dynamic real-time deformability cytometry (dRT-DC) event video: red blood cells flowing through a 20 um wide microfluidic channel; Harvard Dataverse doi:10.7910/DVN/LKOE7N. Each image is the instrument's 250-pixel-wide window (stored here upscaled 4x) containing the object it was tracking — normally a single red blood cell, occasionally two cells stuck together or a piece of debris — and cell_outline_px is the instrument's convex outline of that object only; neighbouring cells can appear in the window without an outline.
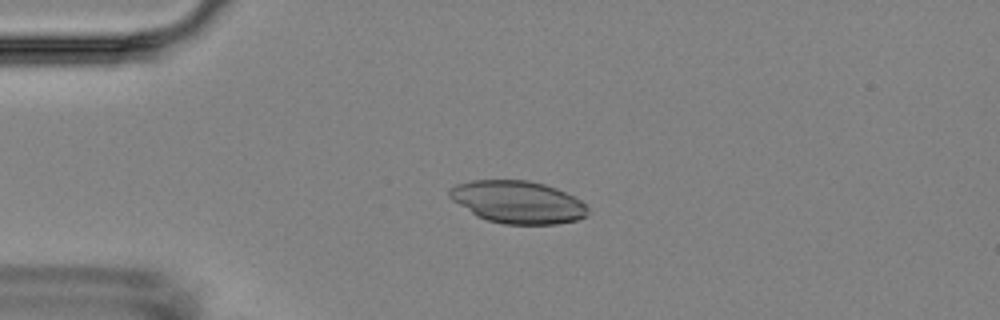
{"species": "Egyptian fruit bat (a non-hibernating species)", "species_latin": "Rousettus aegyptiacus", "temperature_condition": "room temperature", "stored_images_in_passage": 5, "camera_frame_rate_fps": 3000, "um_per_image_px": 0.085, "animal": {"sex": "female"}, "frame": {"image": 1, "passage_image": 3, "time_ms": 2.333, "image_size_px": [1000, 320], "cell_outline_px": [[588, 212], [584, 216], [576, 220], [556, 224], [504, 224], [488, 220], [476, 216], [452, 200], [448, 196], [448, 188], [456, 184], [472, 180], [528, 180], [544, 184], [556, 188], [580, 200], [588, 208]], "centroid_in_image_um": [43.96, 17.17], "position_along_channel_um": 41.0, "area_um2": 34.16}}